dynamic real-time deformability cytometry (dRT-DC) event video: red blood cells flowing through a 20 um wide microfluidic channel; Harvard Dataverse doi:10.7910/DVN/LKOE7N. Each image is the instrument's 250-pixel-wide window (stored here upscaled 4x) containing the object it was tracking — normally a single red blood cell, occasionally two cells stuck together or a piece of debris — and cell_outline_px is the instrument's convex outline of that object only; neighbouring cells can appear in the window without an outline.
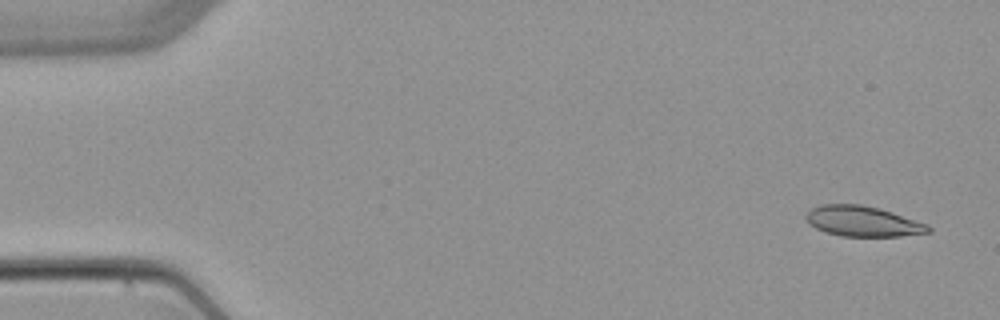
{"species": "common noctule bat (a hibernating species)", "species_latin": "Nyctalus noctula", "temperature_condition": "warm", "stored_images_in_passage": 6, "camera_frame_rate_fps": 3000, "um_per_image_px": 0.085, "animal": {"sex": "female", "body_mass_g": 22.7, "forearm_length_mm": 54.2}, "frame": {"image": 1, "passage_image": 1, "time_ms": 0.0, "image_size_px": [1000, 320], "cell_outline_px": [[932, 232], [900, 236], [840, 236], [824, 232], [808, 224], [804, 216], [812, 208], [820, 204], [860, 204], [880, 208], [928, 224], [932, 228]], "centroid_in_image_um": [73.33, 18.81], "position_along_channel_um": 11.7, "area_um2": 21.85}}
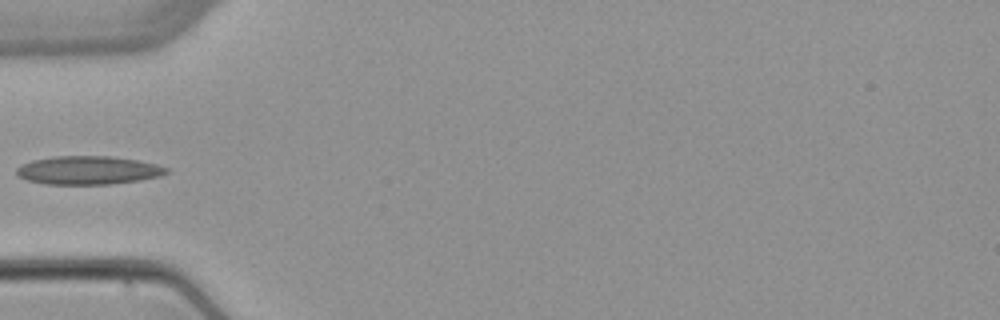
{"frame": {"image": 2, "passage_image": 5, "time_ms": 5.0, "image_size_px": [1000, 320], "cell_outline_px": [[168, 172], [160, 176], [140, 180], [108, 184], [44, 184], [28, 180], [20, 176], [16, 172], [16, 168], [20, 164], [32, 160], [56, 156], [112, 156], [136, 160], [156, 164], [168, 168]], "centroid_in_image_um": [7.48, 14.47], "position_along_channel_um": 77.5, "area_um2": 24.74}}
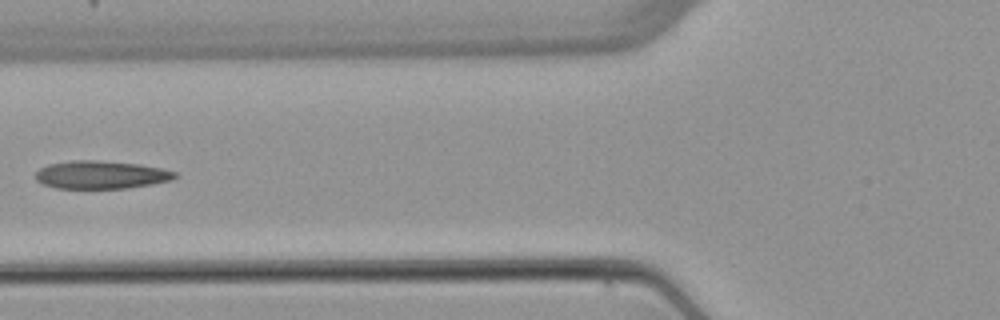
{"frame": {"image": 3, "passage_image": 6, "time_ms": 6.0, "image_size_px": [1000, 320], "cell_outline_px": [[180, 176], [172, 180], [152, 184], [128, 188], [56, 188], [44, 184], [36, 180], [36, 172], [40, 168], [48, 164], [72, 160], [96, 160], [140, 164], [160, 168], [176, 172]], "centroid_in_image_um": [8.61, 14.85], "position_along_channel_um": 117.2, "area_um2": 22.77}}